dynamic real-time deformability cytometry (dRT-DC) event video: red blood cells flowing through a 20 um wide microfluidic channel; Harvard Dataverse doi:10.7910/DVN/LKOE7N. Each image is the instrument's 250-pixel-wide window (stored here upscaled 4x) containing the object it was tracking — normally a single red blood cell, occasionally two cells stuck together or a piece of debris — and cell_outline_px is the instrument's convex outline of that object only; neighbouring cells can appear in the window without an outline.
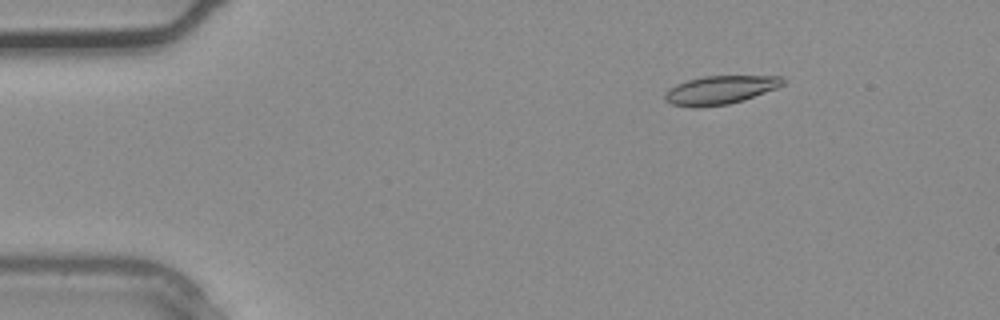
{"species": "common noctule bat (a hibernating species)", "species_latin": "Nyctalus noctula", "temperature_condition": "warm", "stored_images_in_passage": 37, "camera_frame_rate_fps": 3000, "um_per_image_px": 0.085, "animal": {"sex": "male", "body_mass_g": 20.4}, "frame": {"image": 1, "passage_image": 6, "time_ms": 1.667, "image_size_px": [1000, 320], "cell_outline_px": [[784, 84], [776, 88], [744, 100], [728, 104], [696, 108], [692, 108], [672, 104], [664, 100], [664, 92], [668, 88], [676, 84], [688, 80], [704, 76], [784, 76]], "centroid_in_image_um": [61.17, 7.65], "position_along_channel_um": 23.8, "area_um2": 19.71}}
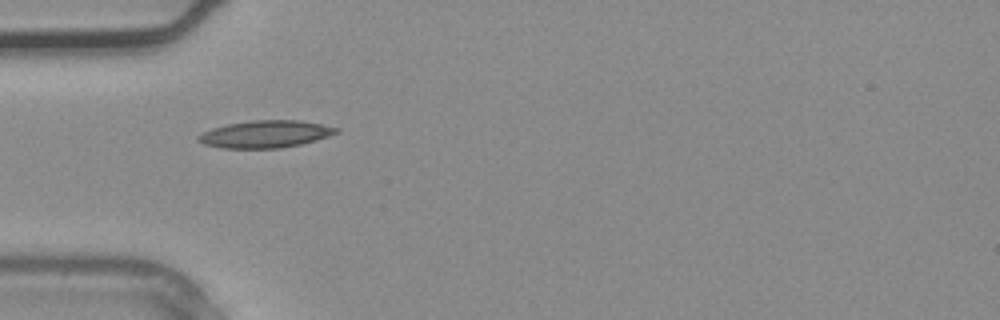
{"frame": {"image": 2, "passage_image": 12, "time_ms": 3.667, "image_size_px": [1000, 320], "cell_outline_px": [[340, 132], [316, 140], [300, 144], [280, 148], [220, 148], [204, 144], [196, 140], [196, 136], [212, 128], [228, 124], [252, 120], [300, 120], [340, 128]], "centroid_in_image_um": [22.55, 11.4], "position_along_channel_um": 62.4, "area_um2": 21.91}}
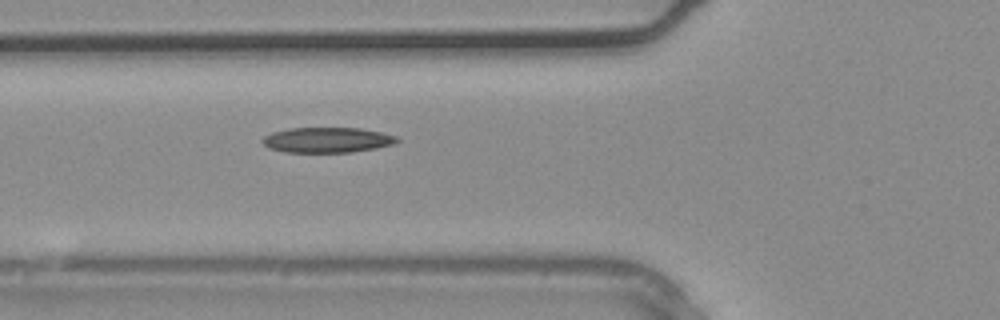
{"frame": {"image": 3, "passage_image": 14, "time_ms": 4.333, "image_size_px": [1000, 320], "cell_outline_px": [[400, 140], [392, 144], [376, 148], [352, 152], [284, 152], [268, 148], [260, 140], [264, 136], [272, 132], [288, 128], [360, 128], [380, 132], [396, 136]], "centroid_in_image_um": [27.77, 11.9], "position_along_channel_um": 98.0, "area_um2": 19.83}}